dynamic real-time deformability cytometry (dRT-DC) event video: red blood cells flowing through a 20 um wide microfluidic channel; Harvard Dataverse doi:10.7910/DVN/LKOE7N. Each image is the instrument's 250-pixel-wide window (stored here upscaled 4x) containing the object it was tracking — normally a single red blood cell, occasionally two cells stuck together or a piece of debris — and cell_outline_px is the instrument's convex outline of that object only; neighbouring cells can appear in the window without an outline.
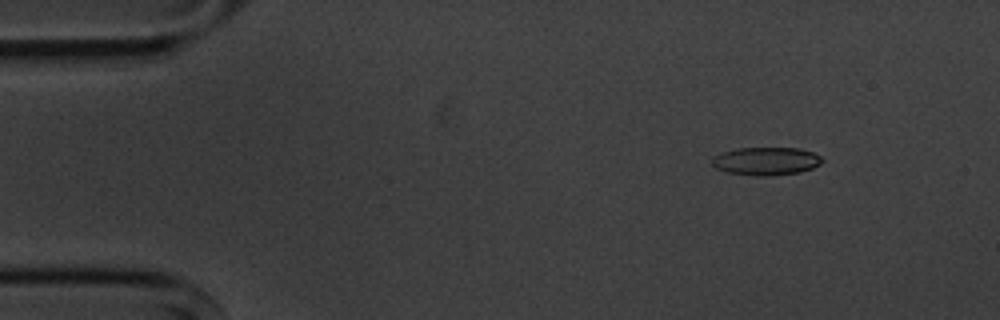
{"species": "common noctule bat (a hibernating species)", "species_latin": "Nyctalus noctula", "temperature_condition": "cold", "stored_images_in_passage": 3, "camera_frame_rate_fps": 3000, "um_per_image_px": 0.085, "animal": {"sex": "male", "body_mass_g": 20.1, "forearm_length_mm": 53.5}, "frame": {"image": 1, "passage_image": 1, "time_ms": 0.0, "image_size_px": [1000, 320], "cell_outline_px": [[824, 160], [820, 164], [812, 168], [800, 172], [764, 176], [756, 176], [728, 172], [716, 168], [712, 164], [712, 156], [720, 152], [736, 148], [800, 148], [812, 152], [820, 156]], "centroid_in_image_um": [65.09, 13.68], "position_along_channel_um": 19.9, "area_um2": 18.03}}